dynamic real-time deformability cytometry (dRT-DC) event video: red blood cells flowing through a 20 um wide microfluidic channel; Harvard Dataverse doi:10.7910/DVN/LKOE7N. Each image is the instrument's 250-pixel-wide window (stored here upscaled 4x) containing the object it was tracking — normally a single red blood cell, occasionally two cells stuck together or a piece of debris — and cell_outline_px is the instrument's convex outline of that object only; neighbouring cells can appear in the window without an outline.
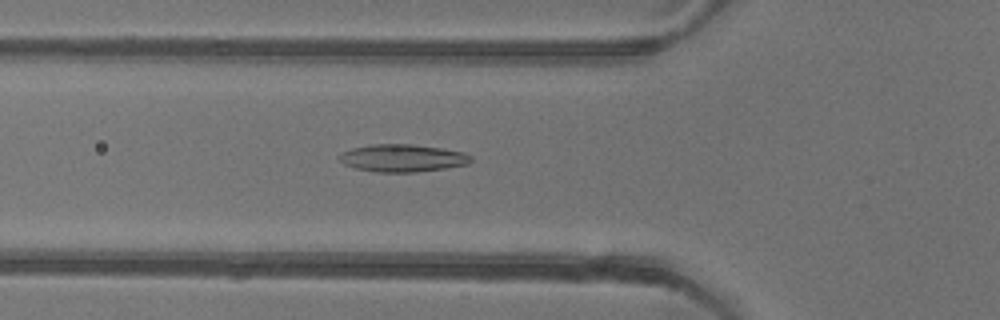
{"species": "common noctule bat (a hibernating species)", "species_latin": "Nyctalus noctula", "temperature_condition": "warm", "stored_images_in_passage": 53, "camera_frame_rate_fps": 3000, "um_per_image_px": 0.085, "animal": {"sex": "female"}, "frame": {"image": 1, "passage_image": 19, "time_ms": 6.0, "image_size_px": [1000, 320], "cell_outline_px": [[472, 160], [468, 164], [444, 168], [416, 172], [376, 172], [356, 168], [344, 164], [340, 160], [340, 156], [344, 152], [352, 148], [368, 144], [412, 144], [440, 148], [464, 152], [472, 156]], "centroid_in_image_um": [34.23, 13.43], "position_along_channel_um": 91.6, "area_um2": 20.98}}
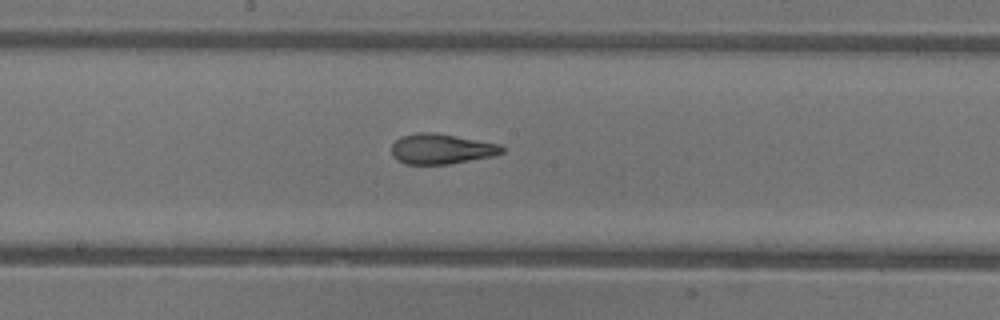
{"frame": {"image": 2, "passage_image": 28, "time_ms": 9.0, "image_size_px": [1000, 320], "cell_outline_px": [[504, 152], [492, 156], [448, 164], [404, 164], [396, 160], [392, 156], [392, 144], [400, 136], [416, 132], [436, 132], [500, 144], [504, 148]], "centroid_in_image_um": [37.48, 12.65], "position_along_channel_um": 210.7, "area_um2": 19.59}}
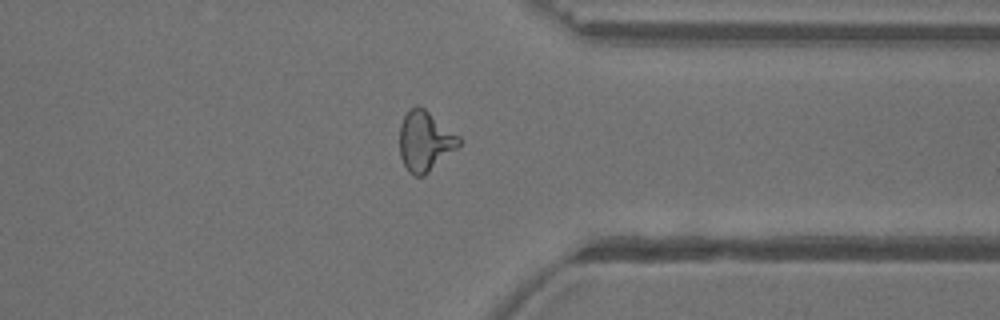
{"frame": {"image": 3, "passage_image": 41, "time_ms": 13.333, "image_size_px": [1000, 320], "cell_outline_px": [[464, 140], [456, 148], [424, 176], [412, 176], [408, 172], [400, 156], [400, 124], [404, 116], [416, 104], [424, 108], [460, 136]], "centroid_in_image_um": [36.13, 12.0], "position_along_channel_um": 375.3, "area_um2": 20.69}, "authors_computed_cell_mechanics": {"area_um2": 20.7502, "velocity_mm_per_s": 3.9395, "shape_relaxation_time_tau1_ms": null, "shape_relaxation_time_tau2_ms": 1.8654, "deformation_change_tau1": null, "deformation_change_tau2": 0.1064}}